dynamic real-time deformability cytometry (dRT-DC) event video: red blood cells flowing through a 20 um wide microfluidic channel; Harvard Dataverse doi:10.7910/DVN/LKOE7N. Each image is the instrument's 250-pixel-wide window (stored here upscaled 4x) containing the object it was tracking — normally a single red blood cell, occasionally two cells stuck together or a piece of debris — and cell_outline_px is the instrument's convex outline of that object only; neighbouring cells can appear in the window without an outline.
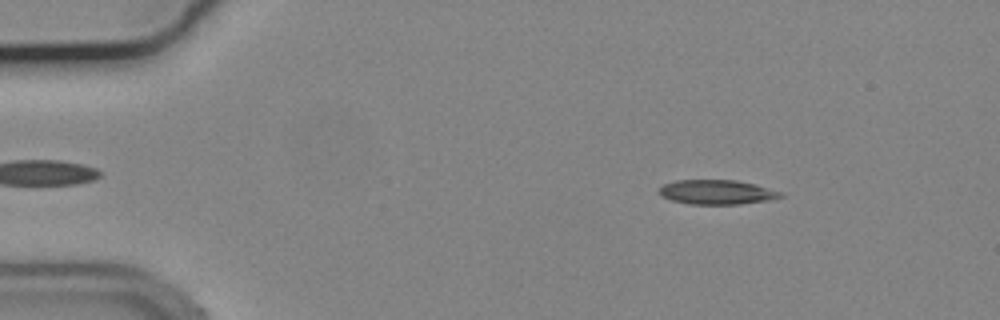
{"species": "common noctule bat (a hibernating species)", "species_latin": "Nyctalus noctula", "temperature_condition": "cold", "stored_images_in_passage": 54, "camera_frame_rate_fps": 3000, "um_per_image_px": 0.085, "animal": {"sex": "male", "body_mass_g": 19.2, "forearm_length_mm": 51.8}, "frame": {"image": 1, "passage_image": 7, "time_ms": 2.0, "image_size_px": [1000, 320], "cell_outline_px": [[784, 196], [768, 200], [740, 204], [688, 204], [672, 200], [660, 196], [660, 188], [664, 184], [676, 180], [736, 180], [756, 184], [784, 192]], "centroid_in_image_um": [60.97, 16.33], "position_along_channel_um": 24.0, "area_um2": 17.4}}
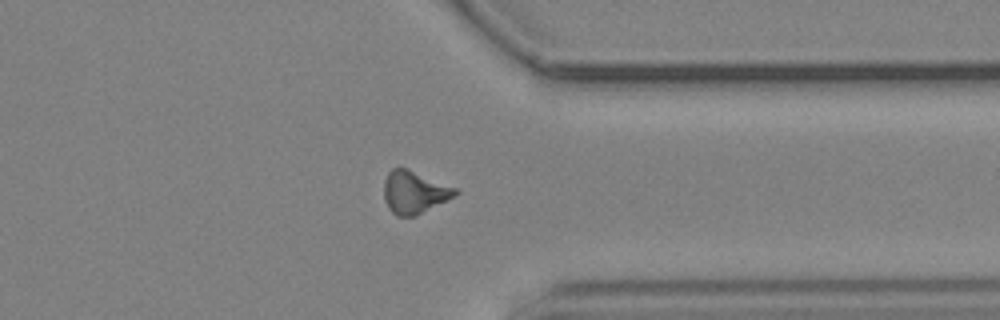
{"frame": {"image": 2, "passage_image": 42, "time_ms": 13.667, "image_size_px": [1000, 320], "cell_outline_px": [[460, 192], [456, 196], [416, 216], [396, 216], [388, 208], [384, 200], [384, 180], [388, 172], [392, 168], [404, 168], [456, 188]], "centroid_in_image_um": [35.2, 16.37], "position_along_channel_um": 376.2, "area_um2": 17.57}}
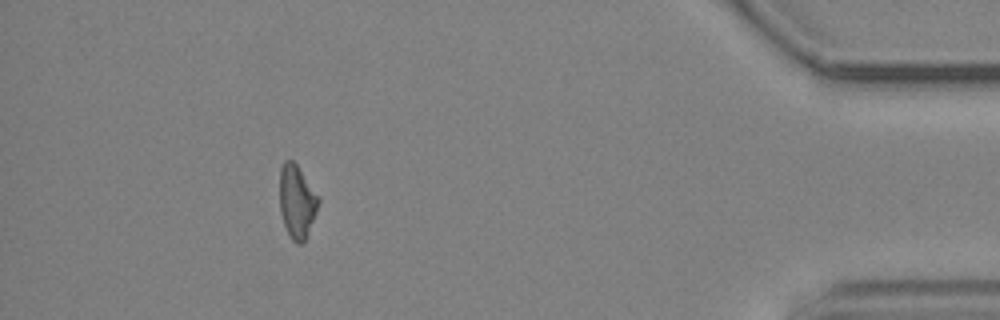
{"frame": {"image": 3, "passage_image": 49, "time_ms": 16.0, "image_size_px": [1000, 320], "cell_outline_px": [[320, 200], [316, 212], [304, 240], [300, 244], [296, 244], [292, 240], [284, 224], [280, 212], [280, 168], [284, 160], [292, 160], [296, 164], [320, 196]], "centroid_in_image_um": [25.23, 17.1], "position_along_channel_um": 410.0, "area_um2": 16.42}}